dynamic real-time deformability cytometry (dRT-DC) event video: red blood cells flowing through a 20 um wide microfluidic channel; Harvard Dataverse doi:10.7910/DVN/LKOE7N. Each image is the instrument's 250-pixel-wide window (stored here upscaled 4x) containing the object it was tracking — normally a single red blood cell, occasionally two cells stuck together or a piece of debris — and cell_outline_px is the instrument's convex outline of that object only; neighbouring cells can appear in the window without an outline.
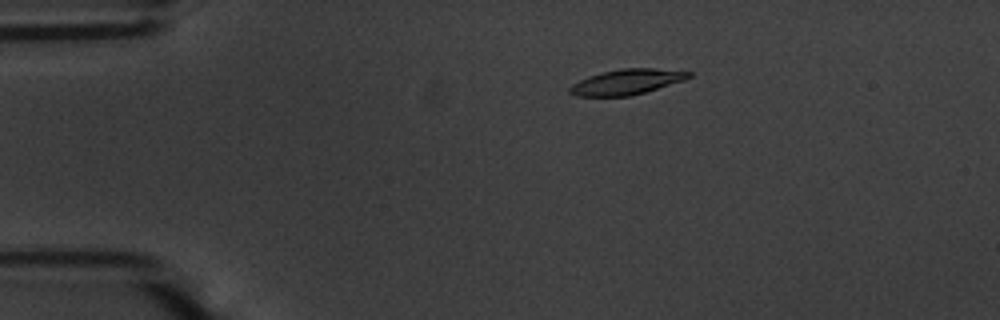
{"species": "common noctule bat (a hibernating species)", "species_latin": "Nyctalus noctula", "temperature_condition": "warm", "stored_images_in_passage": 49, "camera_frame_rate_fps": 3000, "um_per_image_px": 0.085, "animal": {"sex": "male", "body_mass_g": 20.1, "forearm_length_mm": 53.5}, "frame": {"image": 1, "passage_image": 5, "time_ms": 1.333, "image_size_px": [1000, 320], "cell_outline_px": [[692, 76], [684, 80], [644, 92], [628, 96], [576, 96], [568, 92], [568, 88], [572, 84], [588, 76], [600, 72], [624, 68], [656, 68], [692, 72]], "centroid_in_image_um": [53.24, 6.95], "position_along_channel_um": 31.8, "area_um2": 17.51}}
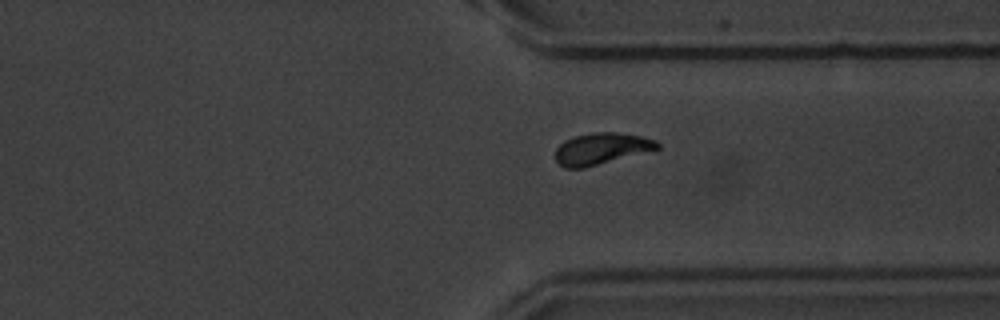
{"frame": {"image": 2, "passage_image": 36, "time_ms": 11.667, "image_size_px": [1000, 320], "cell_outline_px": [[660, 148], [656, 152], [584, 168], [564, 168], [556, 160], [556, 148], [564, 140], [576, 136], [592, 132], [616, 132], [640, 136], [656, 140], [660, 144]], "centroid_in_image_um": [51.22, 12.66], "position_along_channel_um": 360.2, "area_um2": 19.36}}
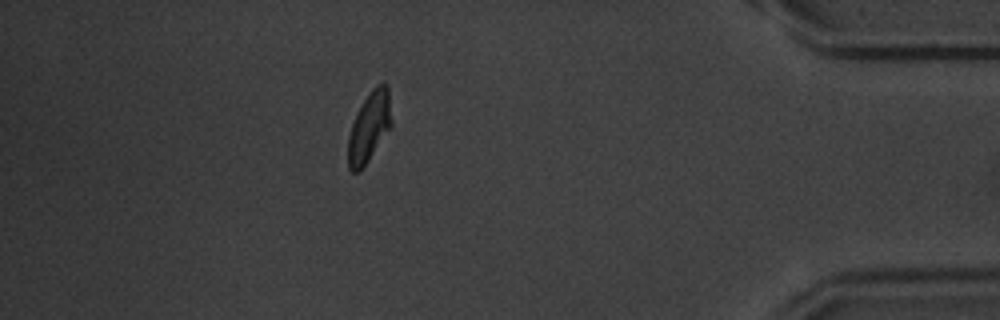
{"frame": {"image": 3, "passage_image": 43, "time_ms": 14.0, "image_size_px": [1000, 320], "cell_outline_px": [[392, 124], [360, 172], [352, 172], [348, 168], [348, 136], [356, 112], [372, 88], [376, 84], [388, 84], [392, 120]], "centroid_in_image_um": [31.38, 10.78], "position_along_channel_um": 403.8, "area_um2": 17.63}, "authors_computed_cell_mechanics": {"area_um2": 18.1492, "velocity_mm_per_s": 3.6724, "shape_relaxation_time_tau1_ms": 2.6413, "shape_relaxation_time_tau2_ms": 3.3005, "deformation_change_tau1": 0.1414, "deformation_change_tau2": 0.0668}}